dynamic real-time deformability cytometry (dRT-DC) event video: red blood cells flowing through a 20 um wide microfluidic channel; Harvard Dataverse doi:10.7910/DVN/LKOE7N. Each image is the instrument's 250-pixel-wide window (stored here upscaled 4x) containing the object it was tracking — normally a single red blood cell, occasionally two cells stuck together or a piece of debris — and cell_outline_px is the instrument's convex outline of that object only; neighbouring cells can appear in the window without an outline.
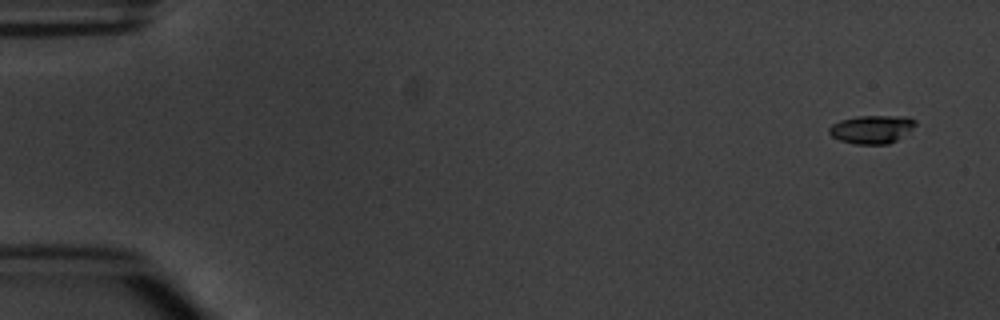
{"species": "common noctule bat (a hibernating species)", "species_latin": "Nyctalus noctula", "temperature_condition": "warm", "stored_images_in_passage": 4, "camera_frame_rate_fps": 3000, "um_per_image_px": 0.085, "animal": {"sex": "male", "body_mass_g": 20.1, "forearm_length_mm": 53.5}, "frame": {"image": 1, "passage_image": 1, "time_ms": 0.0, "image_size_px": [1000, 320], "cell_outline_px": [[916, 124], [912, 128], [896, 140], [888, 144], [856, 144], [840, 140], [832, 136], [828, 132], [828, 128], [832, 124], [840, 120], [856, 116], [908, 116], [916, 120]], "centroid_in_image_um": [74.08, 10.98], "position_along_channel_um": 10.9, "area_um2": 14.16}}
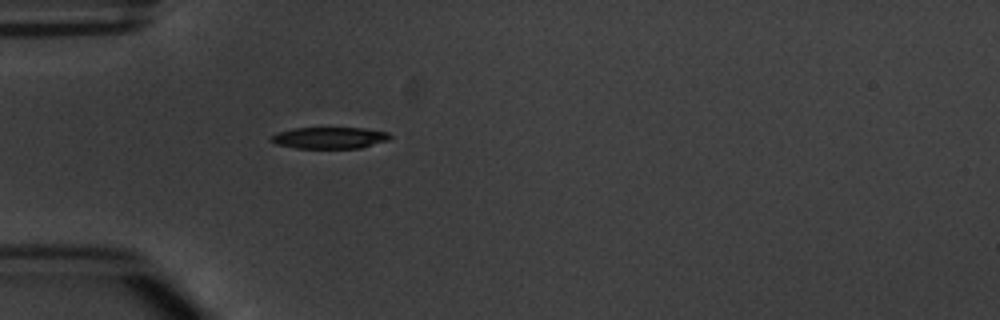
{"frame": {"image": 2, "passage_image": 4, "time_ms": 4.667, "image_size_px": [1000, 320], "cell_outline_px": [[392, 136], [388, 140], [360, 148], [296, 148], [276, 144], [268, 140], [276, 132], [292, 128], [364, 128], [388, 132]], "centroid_in_image_um": [27.98, 11.71], "position_along_channel_um": 57.0, "area_um2": 14.97}}